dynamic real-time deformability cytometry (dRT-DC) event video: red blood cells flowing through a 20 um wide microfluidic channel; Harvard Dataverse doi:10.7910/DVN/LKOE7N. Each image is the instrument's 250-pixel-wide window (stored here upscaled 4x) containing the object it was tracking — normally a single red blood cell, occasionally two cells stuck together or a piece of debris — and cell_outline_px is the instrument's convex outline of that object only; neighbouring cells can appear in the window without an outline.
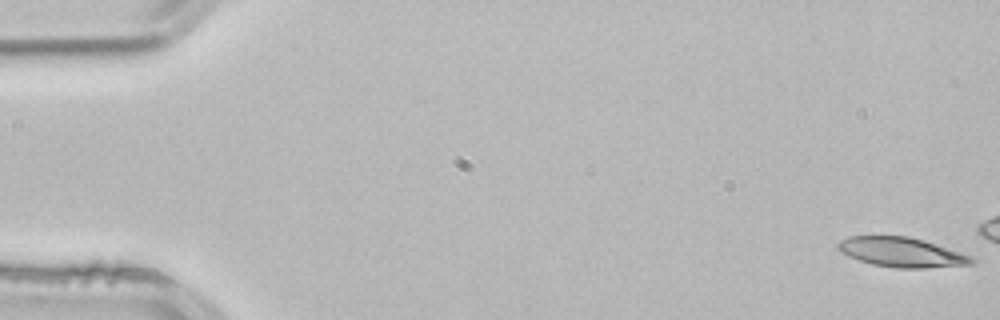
{"species": "common noctule bat (a hibernating species)", "species_latin": "Nyctalus noctula", "temperature_condition": "room temperature", "stored_images_in_passage": 6, "camera_frame_rate_fps": 3000, "um_per_image_px": 0.085, "animal": {"sex": "male", "body_mass_g": 21.5, "forearm_length_mm": 52.0}, "frame": {"image": 1, "passage_image": 1, "time_ms": 0.0, "image_size_px": [1000, 320], "cell_outline_px": [[976, 264], [924, 268], [896, 268], [872, 264], [848, 256], [840, 252], [836, 248], [836, 244], [840, 240], [848, 236], [908, 236], [924, 240], [972, 256], [976, 260]], "centroid_in_image_um": [76.64, 21.44], "position_along_channel_um": 8.4, "area_um2": 23.24}}